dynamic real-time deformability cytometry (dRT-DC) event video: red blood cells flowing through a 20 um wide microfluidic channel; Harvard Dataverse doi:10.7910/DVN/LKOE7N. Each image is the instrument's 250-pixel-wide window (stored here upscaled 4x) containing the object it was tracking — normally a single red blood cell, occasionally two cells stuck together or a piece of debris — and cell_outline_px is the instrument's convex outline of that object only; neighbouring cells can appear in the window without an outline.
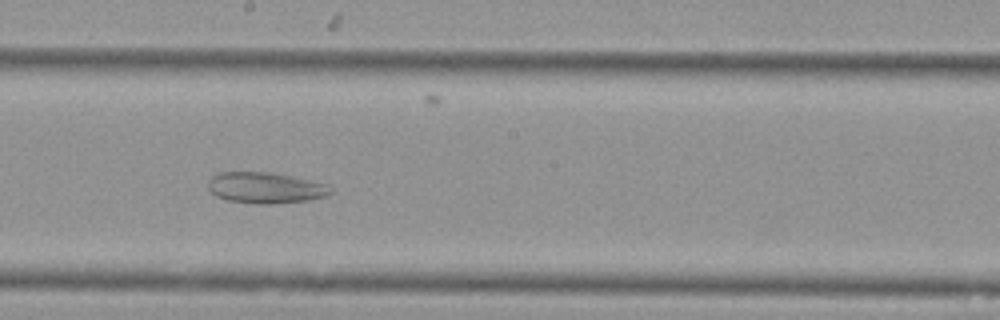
{"species": "Egyptian fruit bat (a non-hibernating species)", "species_latin": "Rousettus aegyptiacus", "temperature_condition": "cold", "stored_images_in_passage": 33, "camera_frame_rate_fps": 3000, "um_per_image_px": 0.085, "animal": {"sex": "female"}, "frame": {"image": 1, "passage_image": 15, "time_ms": 4.667, "image_size_px": [1000, 320], "cell_outline_px": [[332, 192], [328, 196], [308, 200], [272, 204], [256, 204], [228, 200], [216, 196], [208, 188], [208, 180], [212, 176], [220, 172], [268, 172], [328, 184], [332, 188]], "centroid_in_image_um": [22.56, 15.97], "position_along_channel_um": 225.6, "area_um2": 22.08}}